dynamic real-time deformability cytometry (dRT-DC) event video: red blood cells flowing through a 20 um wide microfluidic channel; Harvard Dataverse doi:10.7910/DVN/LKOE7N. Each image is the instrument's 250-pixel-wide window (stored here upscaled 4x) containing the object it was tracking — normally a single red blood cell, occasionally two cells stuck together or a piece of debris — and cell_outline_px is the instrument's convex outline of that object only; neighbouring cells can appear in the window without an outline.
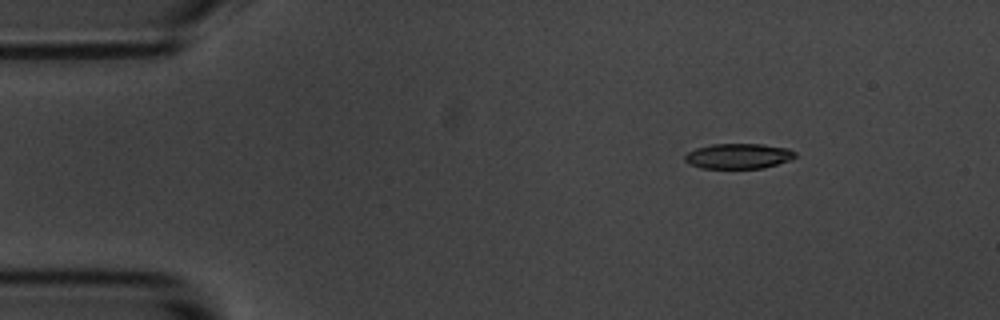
{"species": "common noctule bat (a hibernating species)", "species_latin": "Nyctalus noctula", "temperature_condition": "room temperature", "stored_images_in_passage": 6, "segment_of_instrument_passage": [2, 2], "camera_frame_rate_fps": 3000, "um_per_image_px": 0.085, "animal": {"sex": "male", "body_mass_g": 20.1, "forearm_length_mm": 53.5}, "frame": {"image": 1, "passage_image": 6, "time_ms": 6.0, "image_size_px": [1000, 320], "cell_outline_px": [[796, 156], [792, 160], [764, 168], [700, 168], [684, 160], [684, 156], [688, 152], [696, 148], [712, 144], [764, 144], [788, 148], [796, 152]], "centroid_in_image_um": [62.81, 13.26], "position_along_channel_um": 22.2, "area_um2": 16.3}}